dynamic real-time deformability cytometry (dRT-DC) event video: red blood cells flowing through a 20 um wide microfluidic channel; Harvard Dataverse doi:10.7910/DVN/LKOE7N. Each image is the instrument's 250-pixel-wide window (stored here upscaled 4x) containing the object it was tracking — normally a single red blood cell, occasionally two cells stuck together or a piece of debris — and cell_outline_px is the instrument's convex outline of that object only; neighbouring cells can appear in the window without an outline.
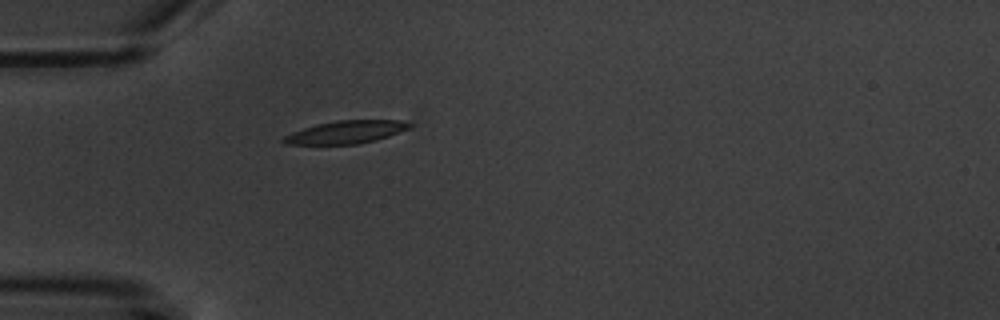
{"species": "common noctule bat (a hibernating species)", "species_latin": "Nyctalus noctula", "temperature_condition": "warm", "stored_images_in_passage": 1, "camera_frame_rate_fps": 3000, "um_per_image_px": 0.085, "animal": {"sex": "male", "body_mass_g": 20.1, "forearm_length_mm": 53.5}, "frame": {"image": 1, "passage_image": 1, "time_ms": 0.0, "image_size_px": [1000, 320], "cell_outline_px": [[412, 124], [408, 128], [388, 136], [376, 140], [356, 144], [284, 144], [280, 140], [284, 136], [292, 132], [316, 124], [336, 120], [400, 120]], "centroid_in_image_um": [29.36, 11.23], "position_along_channel_um": 55.6, "area_um2": 16.59}}